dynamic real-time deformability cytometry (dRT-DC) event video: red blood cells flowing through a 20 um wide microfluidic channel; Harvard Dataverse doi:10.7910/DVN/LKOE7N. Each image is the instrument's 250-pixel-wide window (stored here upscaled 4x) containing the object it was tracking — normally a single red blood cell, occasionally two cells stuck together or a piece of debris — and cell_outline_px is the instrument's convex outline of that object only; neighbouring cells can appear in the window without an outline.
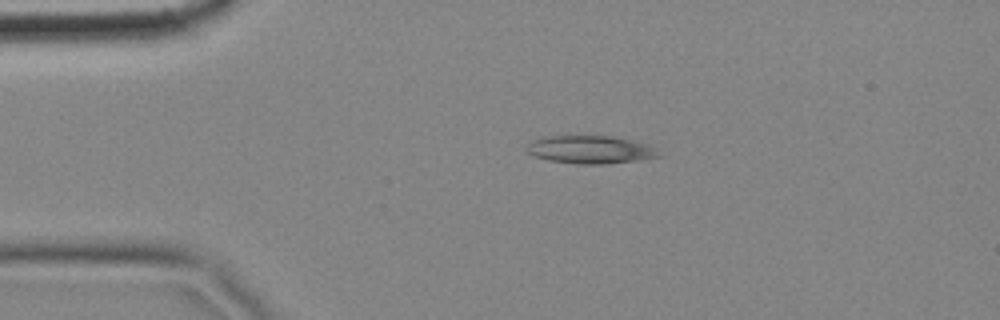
{"species": "common noctule bat (a hibernating species)", "species_latin": "Nyctalus noctula", "temperature_condition": "cold", "stored_images_in_passage": 3, "camera_frame_rate_fps": 3000, "um_per_image_px": 0.085, "animal": {"sex": "female", "body_mass_g": 18.4}, "frame": {"image": 1, "passage_image": 2, "time_ms": 0.333, "image_size_px": [1000, 320], "cell_outline_px": [[664, 156], [640, 160], [604, 164], [580, 164], [548, 160], [532, 156], [528, 152], [528, 144], [532, 140], [540, 136], [612, 136], [652, 144]], "centroid_in_image_um": [50.24, 12.71], "position_along_channel_um": 34.8, "area_um2": 21.85}}